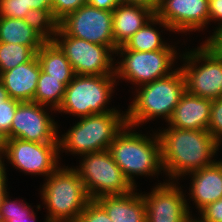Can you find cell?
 I'll return each mask as SVG.
<instances>
[{
    "instance_id": "cell-1",
    "label": "cell",
    "mask_w": 222,
    "mask_h": 222,
    "mask_svg": "<svg viewBox=\"0 0 222 222\" xmlns=\"http://www.w3.org/2000/svg\"><path fill=\"white\" fill-rule=\"evenodd\" d=\"M157 132L163 165V173L176 180L188 173L211 166L220 145L208 130L178 129L168 126Z\"/></svg>"
},
{
    "instance_id": "cell-2",
    "label": "cell",
    "mask_w": 222,
    "mask_h": 222,
    "mask_svg": "<svg viewBox=\"0 0 222 222\" xmlns=\"http://www.w3.org/2000/svg\"><path fill=\"white\" fill-rule=\"evenodd\" d=\"M131 128V125L126 124L108 150L125 177L135 186L136 175H157L163 170V165L157 132L154 137H149Z\"/></svg>"
},
{
    "instance_id": "cell-3",
    "label": "cell",
    "mask_w": 222,
    "mask_h": 222,
    "mask_svg": "<svg viewBox=\"0 0 222 222\" xmlns=\"http://www.w3.org/2000/svg\"><path fill=\"white\" fill-rule=\"evenodd\" d=\"M134 100L126 111V122L133 128L149 120L162 117L168 121L185 89V78L180 68L169 76L139 86Z\"/></svg>"
},
{
    "instance_id": "cell-4",
    "label": "cell",
    "mask_w": 222,
    "mask_h": 222,
    "mask_svg": "<svg viewBox=\"0 0 222 222\" xmlns=\"http://www.w3.org/2000/svg\"><path fill=\"white\" fill-rule=\"evenodd\" d=\"M44 182L41 196L48 210L47 222H77L91 200L74 168L58 167Z\"/></svg>"
},
{
    "instance_id": "cell-5",
    "label": "cell",
    "mask_w": 222,
    "mask_h": 222,
    "mask_svg": "<svg viewBox=\"0 0 222 222\" xmlns=\"http://www.w3.org/2000/svg\"><path fill=\"white\" fill-rule=\"evenodd\" d=\"M126 114L104 112L81 117L65 134L58 137L59 154L71 152L82 156L109 148L115 137L126 126Z\"/></svg>"
},
{
    "instance_id": "cell-6",
    "label": "cell",
    "mask_w": 222,
    "mask_h": 222,
    "mask_svg": "<svg viewBox=\"0 0 222 222\" xmlns=\"http://www.w3.org/2000/svg\"><path fill=\"white\" fill-rule=\"evenodd\" d=\"M115 75H76L66 86L59 113H69L78 118L118 111L116 108L108 109L113 88L116 86ZM106 108V109H105Z\"/></svg>"
},
{
    "instance_id": "cell-7",
    "label": "cell",
    "mask_w": 222,
    "mask_h": 222,
    "mask_svg": "<svg viewBox=\"0 0 222 222\" xmlns=\"http://www.w3.org/2000/svg\"><path fill=\"white\" fill-rule=\"evenodd\" d=\"M82 158V163L74 169L83 181L90 199L123 195L137 189V185L133 186L125 177L108 149L82 155Z\"/></svg>"
},
{
    "instance_id": "cell-8",
    "label": "cell",
    "mask_w": 222,
    "mask_h": 222,
    "mask_svg": "<svg viewBox=\"0 0 222 222\" xmlns=\"http://www.w3.org/2000/svg\"><path fill=\"white\" fill-rule=\"evenodd\" d=\"M182 58L185 63L180 69L185 78V89L189 94L211 100L222 97L221 55L203 43L193 51L191 49L183 53Z\"/></svg>"
},
{
    "instance_id": "cell-9",
    "label": "cell",
    "mask_w": 222,
    "mask_h": 222,
    "mask_svg": "<svg viewBox=\"0 0 222 222\" xmlns=\"http://www.w3.org/2000/svg\"><path fill=\"white\" fill-rule=\"evenodd\" d=\"M122 58L115 62V76L141 86L164 78L173 73L172 67L177 58L175 49L154 51L116 50ZM171 71V72H170Z\"/></svg>"
},
{
    "instance_id": "cell-10",
    "label": "cell",
    "mask_w": 222,
    "mask_h": 222,
    "mask_svg": "<svg viewBox=\"0 0 222 222\" xmlns=\"http://www.w3.org/2000/svg\"><path fill=\"white\" fill-rule=\"evenodd\" d=\"M54 37L76 75H115L114 52L108 46L67 36L59 27Z\"/></svg>"
},
{
    "instance_id": "cell-11",
    "label": "cell",
    "mask_w": 222,
    "mask_h": 222,
    "mask_svg": "<svg viewBox=\"0 0 222 222\" xmlns=\"http://www.w3.org/2000/svg\"><path fill=\"white\" fill-rule=\"evenodd\" d=\"M113 11L98 9L88 3L67 14L58 27L67 35L90 43L108 46L115 54Z\"/></svg>"
},
{
    "instance_id": "cell-12",
    "label": "cell",
    "mask_w": 222,
    "mask_h": 222,
    "mask_svg": "<svg viewBox=\"0 0 222 222\" xmlns=\"http://www.w3.org/2000/svg\"><path fill=\"white\" fill-rule=\"evenodd\" d=\"M4 157L21 172L47 178L58 168V142L37 143L11 138Z\"/></svg>"
},
{
    "instance_id": "cell-13",
    "label": "cell",
    "mask_w": 222,
    "mask_h": 222,
    "mask_svg": "<svg viewBox=\"0 0 222 222\" xmlns=\"http://www.w3.org/2000/svg\"><path fill=\"white\" fill-rule=\"evenodd\" d=\"M46 107L33 101L19 102L7 138L37 143L58 142L57 122L45 111Z\"/></svg>"
},
{
    "instance_id": "cell-14",
    "label": "cell",
    "mask_w": 222,
    "mask_h": 222,
    "mask_svg": "<svg viewBox=\"0 0 222 222\" xmlns=\"http://www.w3.org/2000/svg\"><path fill=\"white\" fill-rule=\"evenodd\" d=\"M175 181L156 185L150 194H142L146 205V222H191L186 195Z\"/></svg>"
},
{
    "instance_id": "cell-15",
    "label": "cell",
    "mask_w": 222,
    "mask_h": 222,
    "mask_svg": "<svg viewBox=\"0 0 222 222\" xmlns=\"http://www.w3.org/2000/svg\"><path fill=\"white\" fill-rule=\"evenodd\" d=\"M155 15L171 32L200 31L209 23V0H159Z\"/></svg>"
},
{
    "instance_id": "cell-16",
    "label": "cell",
    "mask_w": 222,
    "mask_h": 222,
    "mask_svg": "<svg viewBox=\"0 0 222 222\" xmlns=\"http://www.w3.org/2000/svg\"><path fill=\"white\" fill-rule=\"evenodd\" d=\"M212 100L185 91L173 110L168 125L178 129L207 130Z\"/></svg>"
},
{
    "instance_id": "cell-17",
    "label": "cell",
    "mask_w": 222,
    "mask_h": 222,
    "mask_svg": "<svg viewBox=\"0 0 222 222\" xmlns=\"http://www.w3.org/2000/svg\"><path fill=\"white\" fill-rule=\"evenodd\" d=\"M40 73L41 66L35 55L30 61L3 72L0 80L10 98L20 102L33 101Z\"/></svg>"
},
{
    "instance_id": "cell-18",
    "label": "cell",
    "mask_w": 222,
    "mask_h": 222,
    "mask_svg": "<svg viewBox=\"0 0 222 222\" xmlns=\"http://www.w3.org/2000/svg\"><path fill=\"white\" fill-rule=\"evenodd\" d=\"M154 16L155 12L150 8L120 2L113 10L112 26L115 45L123 46Z\"/></svg>"
},
{
    "instance_id": "cell-19",
    "label": "cell",
    "mask_w": 222,
    "mask_h": 222,
    "mask_svg": "<svg viewBox=\"0 0 222 222\" xmlns=\"http://www.w3.org/2000/svg\"><path fill=\"white\" fill-rule=\"evenodd\" d=\"M188 174L192 175L190 199H193L199 211L222 198V168L217 162Z\"/></svg>"
},
{
    "instance_id": "cell-20",
    "label": "cell",
    "mask_w": 222,
    "mask_h": 222,
    "mask_svg": "<svg viewBox=\"0 0 222 222\" xmlns=\"http://www.w3.org/2000/svg\"><path fill=\"white\" fill-rule=\"evenodd\" d=\"M96 201L105 209L112 222H146V205L142 193L103 196Z\"/></svg>"
},
{
    "instance_id": "cell-21",
    "label": "cell",
    "mask_w": 222,
    "mask_h": 222,
    "mask_svg": "<svg viewBox=\"0 0 222 222\" xmlns=\"http://www.w3.org/2000/svg\"><path fill=\"white\" fill-rule=\"evenodd\" d=\"M0 42L29 46L36 53L46 40L23 19L0 16Z\"/></svg>"
},
{
    "instance_id": "cell-22",
    "label": "cell",
    "mask_w": 222,
    "mask_h": 222,
    "mask_svg": "<svg viewBox=\"0 0 222 222\" xmlns=\"http://www.w3.org/2000/svg\"><path fill=\"white\" fill-rule=\"evenodd\" d=\"M154 24H159L161 25L159 27H164L166 30L171 31L170 27L155 15L117 50L154 51L176 48L169 45V43H164L158 29L156 30L153 27Z\"/></svg>"
},
{
    "instance_id": "cell-23",
    "label": "cell",
    "mask_w": 222,
    "mask_h": 222,
    "mask_svg": "<svg viewBox=\"0 0 222 222\" xmlns=\"http://www.w3.org/2000/svg\"><path fill=\"white\" fill-rule=\"evenodd\" d=\"M41 70L54 78H73L75 73L63 51L54 41H46L36 52Z\"/></svg>"
},
{
    "instance_id": "cell-24",
    "label": "cell",
    "mask_w": 222,
    "mask_h": 222,
    "mask_svg": "<svg viewBox=\"0 0 222 222\" xmlns=\"http://www.w3.org/2000/svg\"><path fill=\"white\" fill-rule=\"evenodd\" d=\"M73 78H54L41 70L33 102L57 111L62 105L66 86ZM50 104V105H49Z\"/></svg>"
},
{
    "instance_id": "cell-25",
    "label": "cell",
    "mask_w": 222,
    "mask_h": 222,
    "mask_svg": "<svg viewBox=\"0 0 222 222\" xmlns=\"http://www.w3.org/2000/svg\"><path fill=\"white\" fill-rule=\"evenodd\" d=\"M35 55L29 46L0 42V75L30 61Z\"/></svg>"
},
{
    "instance_id": "cell-26",
    "label": "cell",
    "mask_w": 222,
    "mask_h": 222,
    "mask_svg": "<svg viewBox=\"0 0 222 222\" xmlns=\"http://www.w3.org/2000/svg\"><path fill=\"white\" fill-rule=\"evenodd\" d=\"M23 20L46 41L54 40L58 29V21L53 17L52 10H29Z\"/></svg>"
},
{
    "instance_id": "cell-27",
    "label": "cell",
    "mask_w": 222,
    "mask_h": 222,
    "mask_svg": "<svg viewBox=\"0 0 222 222\" xmlns=\"http://www.w3.org/2000/svg\"><path fill=\"white\" fill-rule=\"evenodd\" d=\"M35 217L34 210L26 202L24 204L10 200L8 193L3 197L0 208V218L3 222H34Z\"/></svg>"
},
{
    "instance_id": "cell-28",
    "label": "cell",
    "mask_w": 222,
    "mask_h": 222,
    "mask_svg": "<svg viewBox=\"0 0 222 222\" xmlns=\"http://www.w3.org/2000/svg\"><path fill=\"white\" fill-rule=\"evenodd\" d=\"M207 130L221 145L222 142V97L212 100L210 122Z\"/></svg>"
},
{
    "instance_id": "cell-29",
    "label": "cell",
    "mask_w": 222,
    "mask_h": 222,
    "mask_svg": "<svg viewBox=\"0 0 222 222\" xmlns=\"http://www.w3.org/2000/svg\"><path fill=\"white\" fill-rule=\"evenodd\" d=\"M77 222H112L105 209L91 199L84 210L80 213Z\"/></svg>"
},
{
    "instance_id": "cell-30",
    "label": "cell",
    "mask_w": 222,
    "mask_h": 222,
    "mask_svg": "<svg viewBox=\"0 0 222 222\" xmlns=\"http://www.w3.org/2000/svg\"><path fill=\"white\" fill-rule=\"evenodd\" d=\"M52 15L59 22L67 14L76 11L81 6L87 4L88 0H51Z\"/></svg>"
},
{
    "instance_id": "cell-31",
    "label": "cell",
    "mask_w": 222,
    "mask_h": 222,
    "mask_svg": "<svg viewBox=\"0 0 222 222\" xmlns=\"http://www.w3.org/2000/svg\"><path fill=\"white\" fill-rule=\"evenodd\" d=\"M19 102V100L9 98L3 104H0V130L6 135L10 132L13 117Z\"/></svg>"
},
{
    "instance_id": "cell-32",
    "label": "cell",
    "mask_w": 222,
    "mask_h": 222,
    "mask_svg": "<svg viewBox=\"0 0 222 222\" xmlns=\"http://www.w3.org/2000/svg\"><path fill=\"white\" fill-rule=\"evenodd\" d=\"M26 15L23 0H0V16L23 19Z\"/></svg>"
},
{
    "instance_id": "cell-33",
    "label": "cell",
    "mask_w": 222,
    "mask_h": 222,
    "mask_svg": "<svg viewBox=\"0 0 222 222\" xmlns=\"http://www.w3.org/2000/svg\"><path fill=\"white\" fill-rule=\"evenodd\" d=\"M201 215L197 222H222V198L198 211Z\"/></svg>"
},
{
    "instance_id": "cell-34",
    "label": "cell",
    "mask_w": 222,
    "mask_h": 222,
    "mask_svg": "<svg viewBox=\"0 0 222 222\" xmlns=\"http://www.w3.org/2000/svg\"><path fill=\"white\" fill-rule=\"evenodd\" d=\"M204 43L215 53L222 56V25L216 27L213 35H211Z\"/></svg>"
},
{
    "instance_id": "cell-35",
    "label": "cell",
    "mask_w": 222,
    "mask_h": 222,
    "mask_svg": "<svg viewBox=\"0 0 222 222\" xmlns=\"http://www.w3.org/2000/svg\"><path fill=\"white\" fill-rule=\"evenodd\" d=\"M219 22L222 25V0H209V22Z\"/></svg>"
},
{
    "instance_id": "cell-36",
    "label": "cell",
    "mask_w": 222,
    "mask_h": 222,
    "mask_svg": "<svg viewBox=\"0 0 222 222\" xmlns=\"http://www.w3.org/2000/svg\"><path fill=\"white\" fill-rule=\"evenodd\" d=\"M26 13L29 10H52L51 0H23Z\"/></svg>"
},
{
    "instance_id": "cell-37",
    "label": "cell",
    "mask_w": 222,
    "mask_h": 222,
    "mask_svg": "<svg viewBox=\"0 0 222 222\" xmlns=\"http://www.w3.org/2000/svg\"><path fill=\"white\" fill-rule=\"evenodd\" d=\"M87 3L98 9L113 11L120 3L119 0H88Z\"/></svg>"
},
{
    "instance_id": "cell-38",
    "label": "cell",
    "mask_w": 222,
    "mask_h": 222,
    "mask_svg": "<svg viewBox=\"0 0 222 222\" xmlns=\"http://www.w3.org/2000/svg\"><path fill=\"white\" fill-rule=\"evenodd\" d=\"M2 160H0V208L3 201V197L8 193L6 189L7 188L6 168L4 164V159Z\"/></svg>"
},
{
    "instance_id": "cell-39",
    "label": "cell",
    "mask_w": 222,
    "mask_h": 222,
    "mask_svg": "<svg viewBox=\"0 0 222 222\" xmlns=\"http://www.w3.org/2000/svg\"><path fill=\"white\" fill-rule=\"evenodd\" d=\"M119 1L127 4L142 5L147 8H150L156 13L159 0H119Z\"/></svg>"
},
{
    "instance_id": "cell-40",
    "label": "cell",
    "mask_w": 222,
    "mask_h": 222,
    "mask_svg": "<svg viewBox=\"0 0 222 222\" xmlns=\"http://www.w3.org/2000/svg\"><path fill=\"white\" fill-rule=\"evenodd\" d=\"M7 135L0 130V160L4 158L7 149Z\"/></svg>"
},
{
    "instance_id": "cell-41",
    "label": "cell",
    "mask_w": 222,
    "mask_h": 222,
    "mask_svg": "<svg viewBox=\"0 0 222 222\" xmlns=\"http://www.w3.org/2000/svg\"><path fill=\"white\" fill-rule=\"evenodd\" d=\"M9 95L7 90L4 87L3 82L0 80V104H3L5 101L9 99Z\"/></svg>"
},
{
    "instance_id": "cell-42",
    "label": "cell",
    "mask_w": 222,
    "mask_h": 222,
    "mask_svg": "<svg viewBox=\"0 0 222 222\" xmlns=\"http://www.w3.org/2000/svg\"><path fill=\"white\" fill-rule=\"evenodd\" d=\"M220 166H221V168H222V160H218V161H216Z\"/></svg>"
},
{
    "instance_id": "cell-43",
    "label": "cell",
    "mask_w": 222,
    "mask_h": 222,
    "mask_svg": "<svg viewBox=\"0 0 222 222\" xmlns=\"http://www.w3.org/2000/svg\"><path fill=\"white\" fill-rule=\"evenodd\" d=\"M191 222H197V221H196V219L194 218V219L191 220Z\"/></svg>"
}]
</instances>
